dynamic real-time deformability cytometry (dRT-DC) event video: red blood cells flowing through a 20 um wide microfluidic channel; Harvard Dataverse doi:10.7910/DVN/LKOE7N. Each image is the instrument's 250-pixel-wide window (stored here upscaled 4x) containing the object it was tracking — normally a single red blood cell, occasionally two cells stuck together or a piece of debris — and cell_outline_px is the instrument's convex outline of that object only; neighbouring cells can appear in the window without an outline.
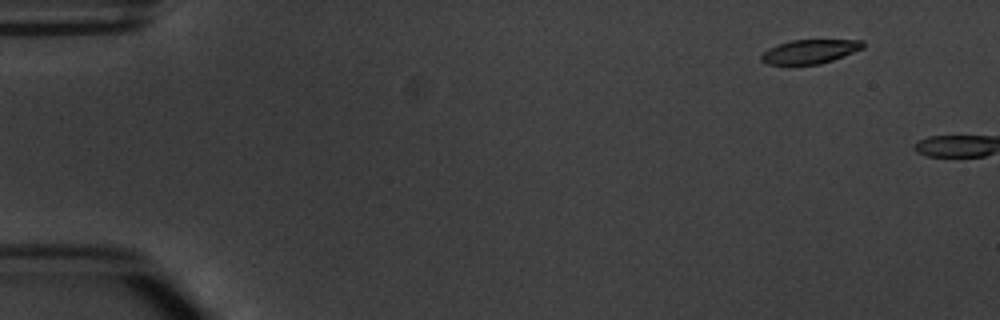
{"species": "common noctule bat (a hibernating species)", "species_latin": "Nyctalus noctula", "temperature_condition": "warm", "stored_images_in_passage": 3, "camera_frame_rate_fps": 3000, "um_per_image_px": 0.085, "animal": {"sex": "male", "body_mass_g": 20.1, "forearm_length_mm": 53.5}, "frame": {"image": 1, "passage_image": 2, "time_ms": 1.333, "image_size_px": [1000, 320], "cell_outline_px": [[864, 48], [832, 60], [820, 64], [768, 64], [760, 60], [760, 56], [768, 48], [792, 40], [864, 40]], "centroid_in_image_um": [68.84, 4.38], "position_along_channel_um": 16.2, "area_um2": 14.05}}